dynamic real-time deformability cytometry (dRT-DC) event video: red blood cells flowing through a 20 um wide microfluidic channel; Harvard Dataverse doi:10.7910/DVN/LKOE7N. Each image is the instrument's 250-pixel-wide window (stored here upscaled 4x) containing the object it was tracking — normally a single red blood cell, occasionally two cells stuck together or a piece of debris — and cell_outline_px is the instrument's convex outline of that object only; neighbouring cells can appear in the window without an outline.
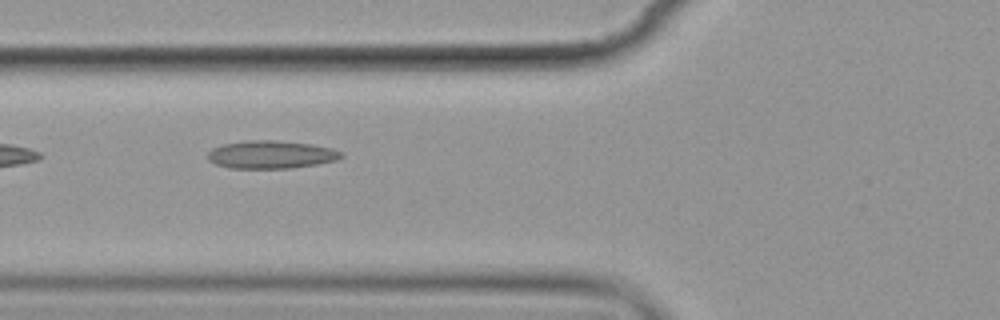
{"species": "common noctule bat (a hibernating species)", "species_latin": "Nyctalus noctula", "temperature_condition": "cold", "stored_images_in_passage": 3, "camera_frame_rate_fps": 3000, "um_per_image_px": 0.085, "animal": {"sex": "female", "body_mass_g": 19.9}, "frame": {"image": 1, "passage_image": 3, "time_ms": 2.667, "image_size_px": [1000, 320], "cell_outline_px": [[344, 156], [336, 160], [316, 164], [292, 168], [228, 168], [216, 164], [208, 160], [208, 152], [212, 148], [224, 144], [244, 140], [276, 140], [312, 144], [332, 148], [340, 152]], "centroid_in_image_um": [23.02, 13.13], "position_along_channel_um": 102.8, "area_um2": 21.73}}